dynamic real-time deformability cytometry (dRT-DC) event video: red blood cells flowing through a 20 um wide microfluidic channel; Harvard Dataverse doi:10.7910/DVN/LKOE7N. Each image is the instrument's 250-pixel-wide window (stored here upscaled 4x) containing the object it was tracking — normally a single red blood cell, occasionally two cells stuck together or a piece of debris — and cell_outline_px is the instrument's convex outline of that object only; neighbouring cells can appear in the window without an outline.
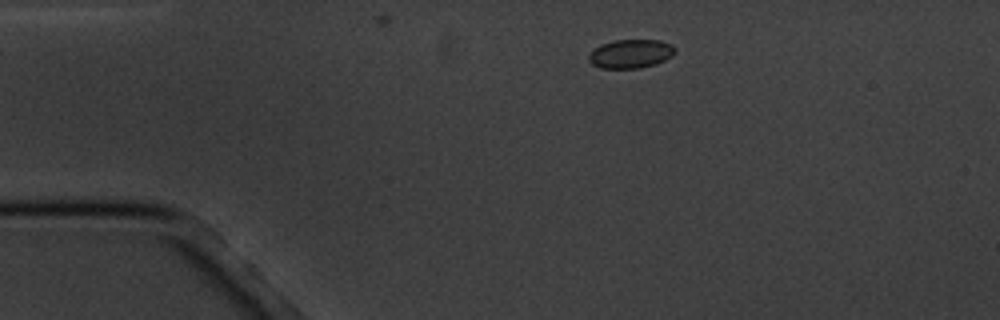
{"species": "common noctule bat (a hibernating species)", "species_latin": "Nyctalus noctula", "temperature_condition": "cold", "stored_images_in_passage": 2, "camera_frame_rate_fps": 3000, "um_per_image_px": 0.085, "animal": {"sex": "male", "body_mass_g": 20.1, "forearm_length_mm": 53.5}, "frame": {"image": 1, "passage_image": 1, "time_ms": 0.0, "image_size_px": [1000, 320], "cell_outline_px": [[676, 52], [672, 56], [656, 64], [640, 68], [600, 68], [592, 64], [588, 60], [588, 56], [600, 44], [616, 40], [660, 40], [672, 44], [676, 48]], "centroid_in_image_um": [53.64, 4.57], "position_along_channel_um": 31.4, "area_um2": 14.51}}